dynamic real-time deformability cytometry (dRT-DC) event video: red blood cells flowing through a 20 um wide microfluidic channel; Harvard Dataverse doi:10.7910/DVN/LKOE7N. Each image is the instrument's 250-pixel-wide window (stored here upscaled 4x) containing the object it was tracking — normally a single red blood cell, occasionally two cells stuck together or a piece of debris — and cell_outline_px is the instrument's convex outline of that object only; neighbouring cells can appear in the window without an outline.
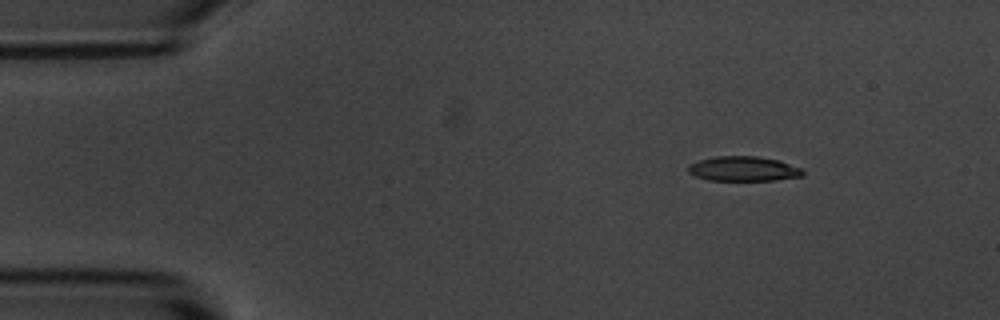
{"species": "common noctule bat (a hibernating species)", "species_latin": "Nyctalus noctula", "temperature_condition": "room temperature", "stored_images_in_passage": 3, "camera_frame_rate_fps": 3000, "um_per_image_px": 0.085, "animal": {"sex": "male", "body_mass_g": 20.1, "forearm_length_mm": 53.5}, "frame": {"image": 1, "passage_image": 1, "time_ms": 0.0, "image_size_px": [1000, 320], "cell_outline_px": [[804, 176], [776, 180], [708, 180], [696, 176], [688, 172], [688, 164], [700, 160], [716, 156], [756, 156], [776, 160], [800, 168], [804, 172]], "centroid_in_image_um": [63.17, 14.35], "position_along_channel_um": 21.8, "area_um2": 16.36}}